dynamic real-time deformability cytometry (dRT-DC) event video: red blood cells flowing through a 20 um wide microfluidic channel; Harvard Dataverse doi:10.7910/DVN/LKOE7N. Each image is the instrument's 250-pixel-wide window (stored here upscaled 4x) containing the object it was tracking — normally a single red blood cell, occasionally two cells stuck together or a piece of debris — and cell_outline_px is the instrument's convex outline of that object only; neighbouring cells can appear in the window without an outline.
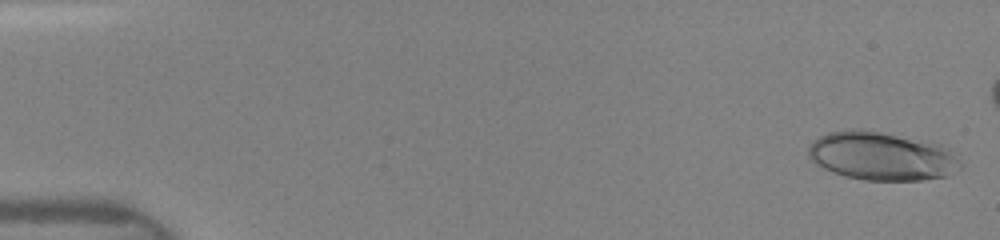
{"species": "human", "species_latin": "Homo sapiens", "temperature_condition": "room temperature", "stored_images_in_passage": 17, "camera_frame_rate_fps": 3000, "um_per_image_px": 0.085, "donor": {"sex": "female"}, "frame": {"image": 1, "passage_image": 1, "time_ms": 0.0, "image_size_px": [1000, 240], "cell_outline_px": [[964, 164], [960, 168], [944, 176], [924, 180], [864, 180], [844, 176], [832, 172], [816, 164], [808, 156], [808, 144], [812, 140], [828, 132], [852, 128], [856, 128], [928, 140], [952, 148]], "centroid_in_image_um": [74.97, 13.25], "position_along_channel_um": 10.0, "area_um2": 43.64}}
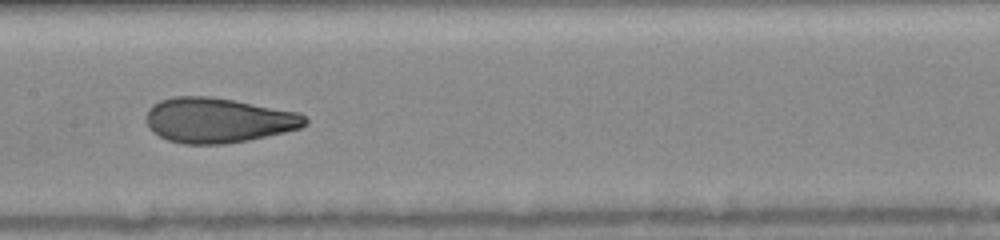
{"frame": {"image": 2, "passage_image": 13, "time_ms": 7.667, "image_size_px": [1000, 240], "cell_outline_px": [[308, 124], [300, 128], [284, 132], [248, 140], [224, 144], [184, 144], [168, 140], [152, 132], [148, 128], [148, 108], [152, 104], [160, 100], [176, 96], [208, 96], [232, 100], [300, 112], [308, 120]], "centroid_in_image_um": [18.54, 10.22], "position_along_channel_um": 188.9, "area_um2": 41.56}}
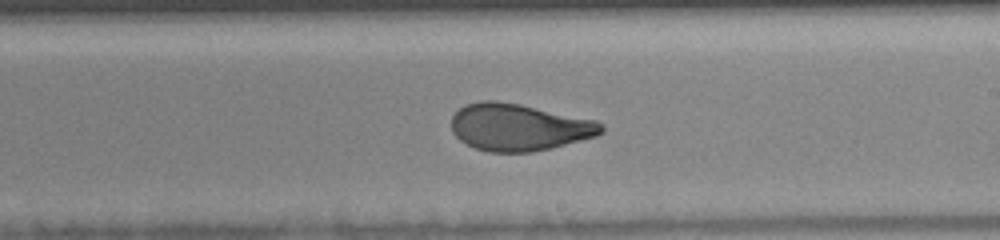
{"frame": {"image": 3, "passage_image": 16, "time_ms": 9.0, "image_size_px": [1000, 240], "cell_outline_px": [[604, 132], [596, 136], [552, 148], [532, 152], [488, 152], [476, 148], [460, 140], [452, 132], [452, 116], [464, 104], [480, 100], [496, 100], [520, 104], [596, 120], [604, 124]], "centroid_in_image_um": [44.11, 10.81], "position_along_channel_um": 244.9, "area_um2": 41.27}}